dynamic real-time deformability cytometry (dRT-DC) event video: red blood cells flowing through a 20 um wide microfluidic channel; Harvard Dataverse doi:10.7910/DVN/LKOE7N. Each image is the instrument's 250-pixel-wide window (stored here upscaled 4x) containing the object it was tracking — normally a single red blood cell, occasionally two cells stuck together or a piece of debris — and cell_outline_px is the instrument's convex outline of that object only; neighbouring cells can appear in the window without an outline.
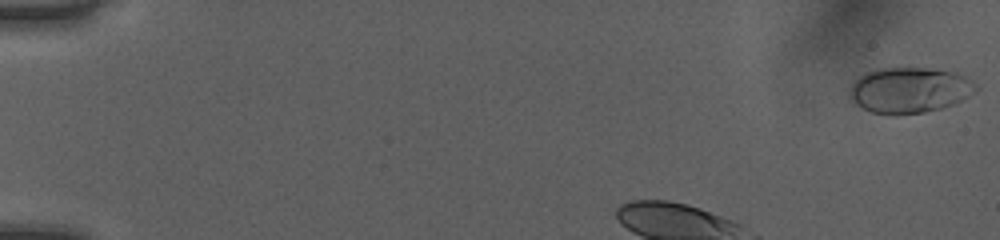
{"species": "human", "species_latin": "Homo sapiens", "temperature_condition": "room temperature", "stored_images_in_passage": 38, "camera_frame_rate_fps": 3000, "um_per_image_px": 0.085, "donor": {"sex": "female"}, "frame": {"image": 1, "passage_image": 1, "time_ms": 0.0, "image_size_px": [1000, 240], "cell_outline_px": [[980, 88], [976, 92], [964, 100], [956, 104], [944, 108], [924, 112], [896, 116], [892, 116], [872, 112], [856, 104], [848, 96], [848, 88], [852, 80], [864, 72], [884, 68], [924, 68], [956, 72], [972, 80]], "centroid_in_image_um": [77.31, 7.68], "position_along_channel_um": 7.7, "area_um2": 34.45}}
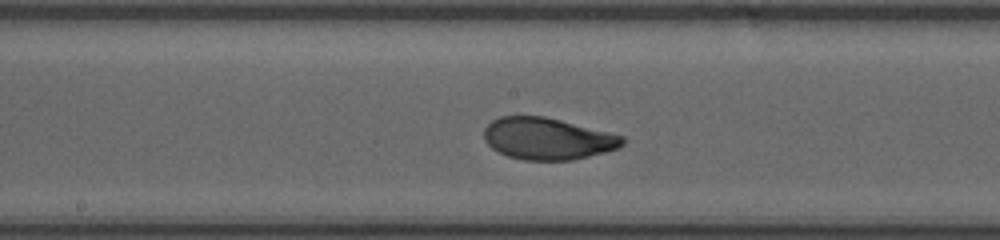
{"frame": {"image": 2, "passage_image": 21, "time_ms": 6.667, "image_size_px": [1000, 240], "cell_outline_px": [[624, 144], [620, 148], [572, 160], [524, 160], [508, 156], [492, 148], [484, 140], [484, 128], [492, 120], [500, 116], [544, 116], [624, 136]], "centroid_in_image_um": [46.53, 11.79], "position_along_channel_um": 201.7, "area_um2": 33.58}}
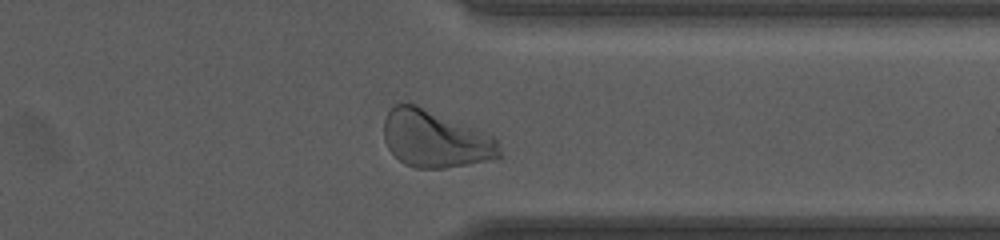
{"frame": {"image": 3, "passage_image": 34, "time_ms": 11.0, "image_size_px": [1000, 240], "cell_outline_px": [[500, 156], [496, 160], [444, 168], [416, 168], [404, 164], [388, 148], [384, 140], [384, 120], [388, 108], [396, 104], [416, 104], [496, 136], [500, 152]], "centroid_in_image_um": [37.01, 11.81], "position_along_channel_um": 374.4, "area_um2": 38.78}, "authors_computed_cell_mechanics": {"area_um2": 34.0153, "velocity_mm_per_s": 4.0175, "shape_relaxation_time_tau1_ms": 2.3284, "shape_relaxation_time_tau2_ms": null, "deformation_change_tau1": 0.1425, "deformation_change_tau2": null}}